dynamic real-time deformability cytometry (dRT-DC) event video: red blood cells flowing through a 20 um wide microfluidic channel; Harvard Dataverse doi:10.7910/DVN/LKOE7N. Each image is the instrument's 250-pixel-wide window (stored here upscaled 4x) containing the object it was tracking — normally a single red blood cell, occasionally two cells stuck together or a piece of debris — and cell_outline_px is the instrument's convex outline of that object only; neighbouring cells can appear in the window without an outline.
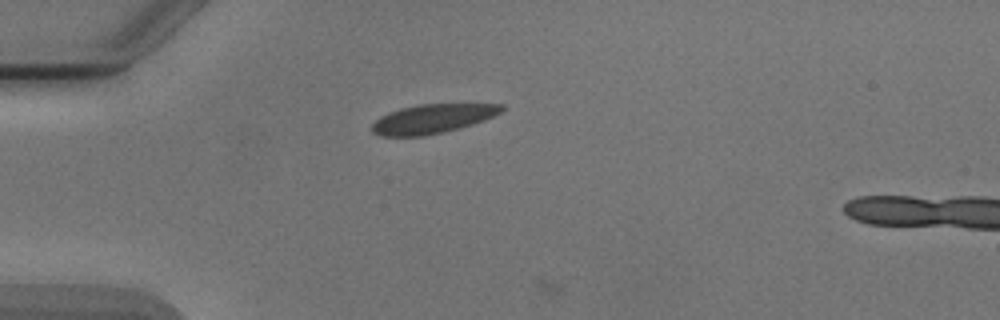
{"species": "Egyptian fruit bat (a non-hibernating species)", "species_latin": "Rousettus aegyptiacus", "temperature_condition": "cold", "stored_images_in_passage": 3, "camera_frame_rate_fps": 3000, "um_per_image_px": 0.085, "animal": {"sex": "male"}, "frame": {"image": 1, "passage_image": 1, "time_ms": 0.0, "image_size_px": [1000, 320], "cell_outline_px": [[504, 108], [500, 112], [484, 120], [460, 128], [444, 132], [424, 136], [380, 136], [372, 132], [372, 124], [380, 116], [388, 112], [400, 108], [420, 104], [504, 104]], "centroid_in_image_um": [36.73, 10.1], "position_along_channel_um": 48.3, "area_um2": 21.96}}